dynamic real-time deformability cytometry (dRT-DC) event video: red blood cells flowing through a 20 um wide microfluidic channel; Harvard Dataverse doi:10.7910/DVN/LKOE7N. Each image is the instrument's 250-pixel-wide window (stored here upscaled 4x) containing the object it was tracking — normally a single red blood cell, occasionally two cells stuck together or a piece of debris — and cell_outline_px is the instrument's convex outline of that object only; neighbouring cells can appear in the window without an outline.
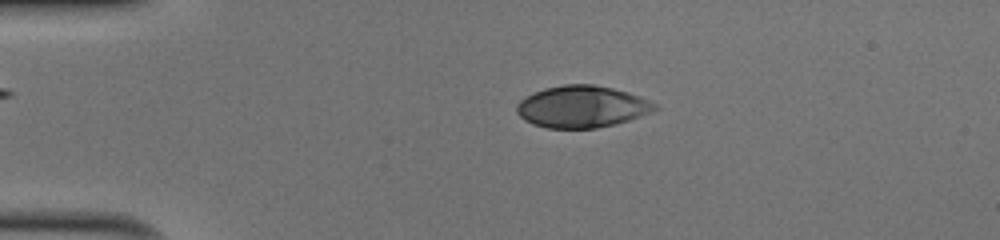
{"species": "human", "species_latin": "Homo sapiens", "temperature_condition": "cold", "stored_images_in_passage": 51, "camera_frame_rate_fps": 3000, "um_per_image_px": 0.085, "donor": {"sex": "male"}, "frame": {"image": 1, "passage_image": 12, "time_ms": 3.667, "image_size_px": [1000, 240], "cell_outline_px": [[660, 108], [628, 120], [616, 124], [596, 128], [548, 128], [532, 124], [524, 120], [516, 112], [516, 104], [520, 100], [544, 88], [564, 84], [592, 84], [612, 88], [628, 92], [640, 96], [656, 104]], "centroid_in_image_um": [49.45, 9.07], "position_along_channel_um": 35.5, "area_um2": 33.58}}
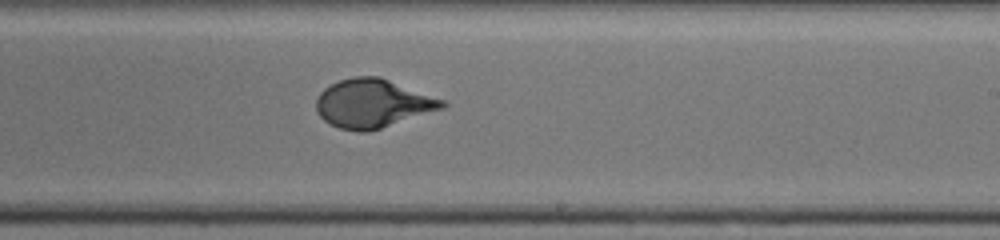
{"frame": {"image": 2, "passage_image": 32, "time_ms": 10.333, "image_size_px": [1000, 240], "cell_outline_px": [[448, 104], [444, 108], [368, 132], [356, 132], [340, 128], [324, 120], [320, 116], [316, 108], [316, 96], [324, 88], [340, 80], [352, 76], [380, 76], [448, 100]], "centroid_in_image_um": [31.72, 8.78], "position_along_channel_um": 257.3, "area_um2": 36.01}}
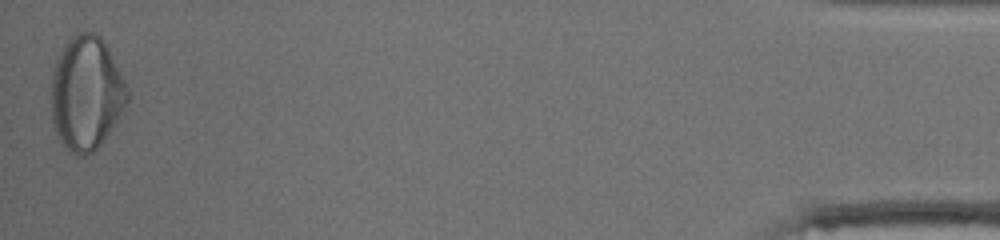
{"frame": {"image": 3, "passage_image": 51, "time_ms": 16.667, "image_size_px": [1000, 240], "cell_outline_px": [[128, 100], [120, 116], [100, 144], [92, 152], [84, 156], [76, 156], [64, 148], [52, 124], [52, 72], [56, 60], [64, 44], [76, 32], [92, 32], [100, 36], [104, 40], [128, 88]], "centroid_in_image_um": [7.32, 7.93], "position_along_channel_um": 427.9, "area_um2": 50.4}, "authors_computed_cell_mechanics": {"area_um2": 34.8534, "velocity_mm_per_s": 4.0477, "shape_relaxation_time_tau1_ms": 6.6056, "shape_relaxation_time_tau2_ms": null, "deformation_change_tau1": 0.2664, "deformation_change_tau2": null}}